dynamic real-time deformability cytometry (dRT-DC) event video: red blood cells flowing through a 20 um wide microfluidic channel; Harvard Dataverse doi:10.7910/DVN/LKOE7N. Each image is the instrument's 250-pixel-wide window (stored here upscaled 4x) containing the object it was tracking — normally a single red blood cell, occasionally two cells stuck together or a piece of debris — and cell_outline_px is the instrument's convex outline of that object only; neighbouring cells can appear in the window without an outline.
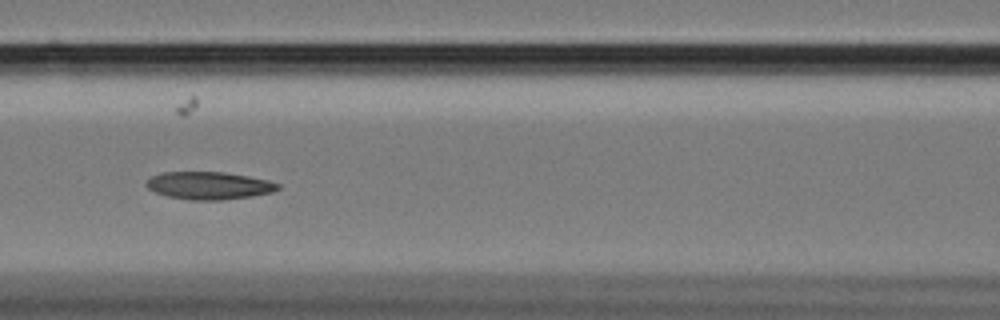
{"species": "Egyptian fruit bat (a non-hibernating species)", "species_latin": "Rousettus aegyptiacus", "temperature_condition": "cold", "stored_images_in_passage": 49, "camera_frame_rate_fps": 3000, "um_per_image_px": 0.085, "animal": {"sex": "female"}, "frame": {"image": 1, "passage_image": 15, "time_ms": 4.667, "image_size_px": [1000, 320], "cell_outline_px": [[280, 188], [272, 192], [252, 196], [224, 200], [192, 200], [168, 196], [156, 192], [148, 188], [144, 184], [152, 176], [160, 172], [224, 172], [248, 176], [268, 180], [280, 184]], "centroid_in_image_um": [17.77, 15.77], "position_along_channel_um": 148.8, "area_um2": 21.15}}
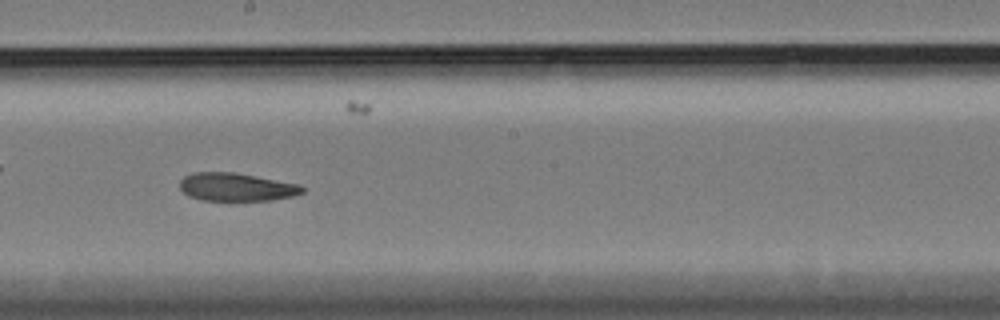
{"frame": {"image": 2, "passage_image": 22, "time_ms": 7.0, "image_size_px": [1000, 320], "cell_outline_px": [[304, 192], [292, 196], [272, 200], [200, 200], [188, 196], [180, 188], [180, 180], [184, 176], [192, 172], [236, 172], [296, 184], [304, 188]], "centroid_in_image_um": [20.04, 15.89], "position_along_channel_um": 228.2, "area_um2": 19.94}}
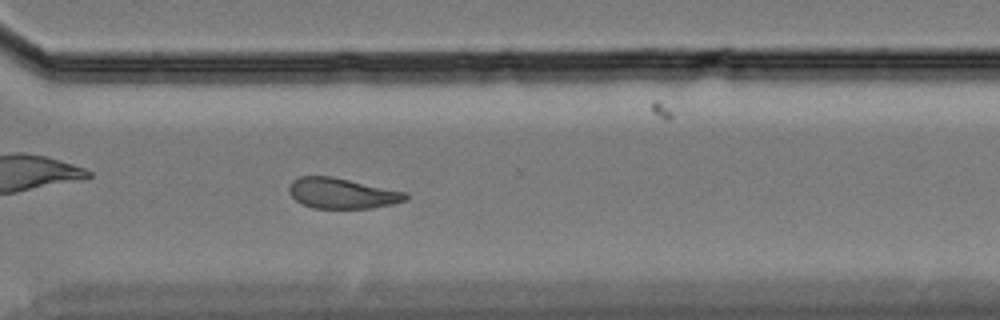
{"frame": {"image": 3, "passage_image": 32, "time_ms": 10.333, "image_size_px": [1000, 320], "cell_outline_px": [[408, 196], [404, 200], [392, 204], [372, 208], [312, 208], [296, 200], [288, 192], [288, 188], [292, 180], [300, 176], [332, 176], [408, 192]], "centroid_in_image_um": [29.06, 16.42], "position_along_channel_um": 341.5, "area_um2": 20.75}, "authors_computed_cell_mechanics": {"area_um2": 21.5016, "velocity_mm_per_s": 3.4062, "shape_relaxation_time_tau1_ms": null, "shape_relaxation_time_tau2_ms": 8.2547, "deformation_change_tau1": null, "deformation_change_tau2": 0.1542}}